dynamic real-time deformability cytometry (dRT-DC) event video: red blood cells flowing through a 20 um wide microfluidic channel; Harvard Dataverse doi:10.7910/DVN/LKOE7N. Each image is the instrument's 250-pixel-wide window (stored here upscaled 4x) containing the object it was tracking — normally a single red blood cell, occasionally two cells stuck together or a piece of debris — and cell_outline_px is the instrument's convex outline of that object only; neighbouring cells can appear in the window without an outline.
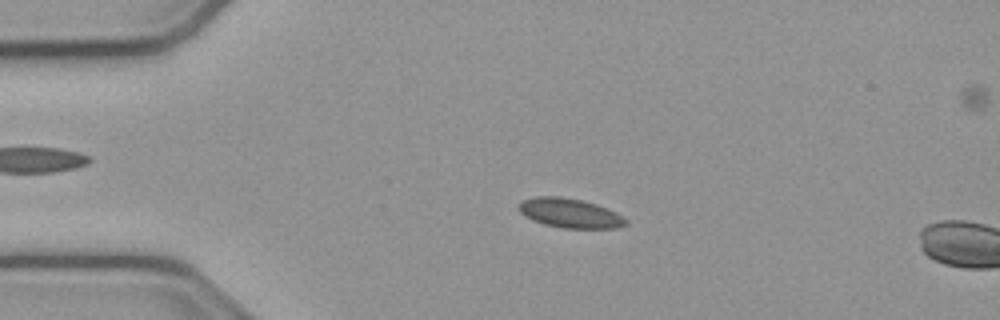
{"species": "common noctule bat (a hibernating species)", "species_latin": "Nyctalus noctula", "temperature_condition": "cold", "stored_images_in_passage": 7, "camera_frame_rate_fps": 3000, "um_per_image_px": 0.085, "animal": {"sex": "male", "body_mass_g": 23.1, "forearm_length_mm": 52.7}, "frame": {"image": 1, "passage_image": 5, "time_ms": 1.333, "image_size_px": [1000, 320], "cell_outline_px": [[628, 224], [616, 228], [564, 228], [544, 224], [532, 220], [524, 216], [520, 212], [520, 204], [524, 200], [536, 196], [560, 196], [580, 200], [596, 204], [616, 212], [628, 220]], "centroid_in_image_um": [48.47, 18.12], "position_along_channel_um": 36.5, "area_um2": 18.21}}